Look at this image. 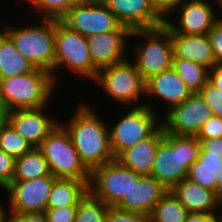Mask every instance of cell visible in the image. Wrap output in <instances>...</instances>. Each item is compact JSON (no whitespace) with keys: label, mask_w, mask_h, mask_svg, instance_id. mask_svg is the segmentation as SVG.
Wrapping results in <instances>:
<instances>
[{"label":"cell","mask_w":222,"mask_h":222,"mask_svg":"<svg viewBox=\"0 0 222 222\" xmlns=\"http://www.w3.org/2000/svg\"><path fill=\"white\" fill-rule=\"evenodd\" d=\"M173 69L192 93H198L208 82L209 69L181 58H173Z\"/></svg>","instance_id":"obj_28"},{"label":"cell","mask_w":222,"mask_h":222,"mask_svg":"<svg viewBox=\"0 0 222 222\" xmlns=\"http://www.w3.org/2000/svg\"><path fill=\"white\" fill-rule=\"evenodd\" d=\"M90 106L82 102L70 120L64 124L59 121L68 131L82 164L89 172L115 159L110 148L109 123H105Z\"/></svg>","instance_id":"obj_1"},{"label":"cell","mask_w":222,"mask_h":222,"mask_svg":"<svg viewBox=\"0 0 222 222\" xmlns=\"http://www.w3.org/2000/svg\"><path fill=\"white\" fill-rule=\"evenodd\" d=\"M191 94V90L173 68L150 77L145 83L146 98L154 97V100H159L158 104L161 102V106L163 102L167 112L183 103Z\"/></svg>","instance_id":"obj_18"},{"label":"cell","mask_w":222,"mask_h":222,"mask_svg":"<svg viewBox=\"0 0 222 222\" xmlns=\"http://www.w3.org/2000/svg\"><path fill=\"white\" fill-rule=\"evenodd\" d=\"M208 82L222 91V68L218 64L209 70Z\"/></svg>","instance_id":"obj_41"},{"label":"cell","mask_w":222,"mask_h":222,"mask_svg":"<svg viewBox=\"0 0 222 222\" xmlns=\"http://www.w3.org/2000/svg\"><path fill=\"white\" fill-rule=\"evenodd\" d=\"M216 217L212 214L189 212L185 222H215Z\"/></svg>","instance_id":"obj_42"},{"label":"cell","mask_w":222,"mask_h":222,"mask_svg":"<svg viewBox=\"0 0 222 222\" xmlns=\"http://www.w3.org/2000/svg\"><path fill=\"white\" fill-rule=\"evenodd\" d=\"M36 68L14 47L11 39L0 30V79L20 76Z\"/></svg>","instance_id":"obj_25"},{"label":"cell","mask_w":222,"mask_h":222,"mask_svg":"<svg viewBox=\"0 0 222 222\" xmlns=\"http://www.w3.org/2000/svg\"><path fill=\"white\" fill-rule=\"evenodd\" d=\"M0 203V222H15L12 214Z\"/></svg>","instance_id":"obj_43"},{"label":"cell","mask_w":222,"mask_h":222,"mask_svg":"<svg viewBox=\"0 0 222 222\" xmlns=\"http://www.w3.org/2000/svg\"><path fill=\"white\" fill-rule=\"evenodd\" d=\"M74 3H91V2H97L99 0H73Z\"/></svg>","instance_id":"obj_45"},{"label":"cell","mask_w":222,"mask_h":222,"mask_svg":"<svg viewBox=\"0 0 222 222\" xmlns=\"http://www.w3.org/2000/svg\"><path fill=\"white\" fill-rule=\"evenodd\" d=\"M32 148V145L5 120L0 126V149L17 159Z\"/></svg>","instance_id":"obj_30"},{"label":"cell","mask_w":222,"mask_h":222,"mask_svg":"<svg viewBox=\"0 0 222 222\" xmlns=\"http://www.w3.org/2000/svg\"><path fill=\"white\" fill-rule=\"evenodd\" d=\"M141 37L143 43L134 45L137 71L146 81L162 71L173 68V51L170 40V29L164 24L151 29L132 30L131 37ZM145 38V39H144Z\"/></svg>","instance_id":"obj_6"},{"label":"cell","mask_w":222,"mask_h":222,"mask_svg":"<svg viewBox=\"0 0 222 222\" xmlns=\"http://www.w3.org/2000/svg\"><path fill=\"white\" fill-rule=\"evenodd\" d=\"M171 191L185 206L188 212L218 215L221 199L213 192L200 186L189 178H184Z\"/></svg>","instance_id":"obj_21"},{"label":"cell","mask_w":222,"mask_h":222,"mask_svg":"<svg viewBox=\"0 0 222 222\" xmlns=\"http://www.w3.org/2000/svg\"><path fill=\"white\" fill-rule=\"evenodd\" d=\"M118 22L130 28L151 29L164 25V19L155 11L149 0H100Z\"/></svg>","instance_id":"obj_17"},{"label":"cell","mask_w":222,"mask_h":222,"mask_svg":"<svg viewBox=\"0 0 222 222\" xmlns=\"http://www.w3.org/2000/svg\"><path fill=\"white\" fill-rule=\"evenodd\" d=\"M78 205L46 209L48 222H75Z\"/></svg>","instance_id":"obj_35"},{"label":"cell","mask_w":222,"mask_h":222,"mask_svg":"<svg viewBox=\"0 0 222 222\" xmlns=\"http://www.w3.org/2000/svg\"><path fill=\"white\" fill-rule=\"evenodd\" d=\"M5 120H6V112L0 108V126L5 122Z\"/></svg>","instance_id":"obj_44"},{"label":"cell","mask_w":222,"mask_h":222,"mask_svg":"<svg viewBox=\"0 0 222 222\" xmlns=\"http://www.w3.org/2000/svg\"><path fill=\"white\" fill-rule=\"evenodd\" d=\"M130 108L124 115L121 113L122 117L116 124L108 125L110 148L115 159L128 148L150 137L162 125L160 116L158 117L160 114L150 102Z\"/></svg>","instance_id":"obj_8"},{"label":"cell","mask_w":222,"mask_h":222,"mask_svg":"<svg viewBox=\"0 0 222 222\" xmlns=\"http://www.w3.org/2000/svg\"><path fill=\"white\" fill-rule=\"evenodd\" d=\"M218 65L222 68V61L218 63Z\"/></svg>","instance_id":"obj_48"},{"label":"cell","mask_w":222,"mask_h":222,"mask_svg":"<svg viewBox=\"0 0 222 222\" xmlns=\"http://www.w3.org/2000/svg\"><path fill=\"white\" fill-rule=\"evenodd\" d=\"M15 222H48L45 212H28L14 217Z\"/></svg>","instance_id":"obj_40"},{"label":"cell","mask_w":222,"mask_h":222,"mask_svg":"<svg viewBox=\"0 0 222 222\" xmlns=\"http://www.w3.org/2000/svg\"><path fill=\"white\" fill-rule=\"evenodd\" d=\"M198 139L222 137V117L212 115L196 136Z\"/></svg>","instance_id":"obj_36"},{"label":"cell","mask_w":222,"mask_h":222,"mask_svg":"<svg viewBox=\"0 0 222 222\" xmlns=\"http://www.w3.org/2000/svg\"><path fill=\"white\" fill-rule=\"evenodd\" d=\"M106 222H151L148 215L109 207Z\"/></svg>","instance_id":"obj_33"},{"label":"cell","mask_w":222,"mask_h":222,"mask_svg":"<svg viewBox=\"0 0 222 222\" xmlns=\"http://www.w3.org/2000/svg\"><path fill=\"white\" fill-rule=\"evenodd\" d=\"M213 5L208 0H185L170 14L178 12V23L166 18L164 24L181 35H206L222 16Z\"/></svg>","instance_id":"obj_14"},{"label":"cell","mask_w":222,"mask_h":222,"mask_svg":"<svg viewBox=\"0 0 222 222\" xmlns=\"http://www.w3.org/2000/svg\"><path fill=\"white\" fill-rule=\"evenodd\" d=\"M173 58H181L212 69L217 65L211 42L206 35H181L170 30Z\"/></svg>","instance_id":"obj_20"},{"label":"cell","mask_w":222,"mask_h":222,"mask_svg":"<svg viewBox=\"0 0 222 222\" xmlns=\"http://www.w3.org/2000/svg\"><path fill=\"white\" fill-rule=\"evenodd\" d=\"M212 111L199 93H192L183 103L174 106L161 118L165 133L197 136Z\"/></svg>","instance_id":"obj_13"},{"label":"cell","mask_w":222,"mask_h":222,"mask_svg":"<svg viewBox=\"0 0 222 222\" xmlns=\"http://www.w3.org/2000/svg\"><path fill=\"white\" fill-rule=\"evenodd\" d=\"M168 191L152 175H142L128 195H125L115 207L150 216L155 205Z\"/></svg>","instance_id":"obj_19"},{"label":"cell","mask_w":222,"mask_h":222,"mask_svg":"<svg viewBox=\"0 0 222 222\" xmlns=\"http://www.w3.org/2000/svg\"><path fill=\"white\" fill-rule=\"evenodd\" d=\"M66 67L75 76L96 80L99 69L92 63L88 46V37L70 30L61 21L56 20L55 31V62L51 73L53 79L59 84L57 72ZM58 80V82H57Z\"/></svg>","instance_id":"obj_5"},{"label":"cell","mask_w":222,"mask_h":222,"mask_svg":"<svg viewBox=\"0 0 222 222\" xmlns=\"http://www.w3.org/2000/svg\"><path fill=\"white\" fill-rule=\"evenodd\" d=\"M155 11L165 20L185 0H149Z\"/></svg>","instance_id":"obj_38"},{"label":"cell","mask_w":222,"mask_h":222,"mask_svg":"<svg viewBox=\"0 0 222 222\" xmlns=\"http://www.w3.org/2000/svg\"><path fill=\"white\" fill-rule=\"evenodd\" d=\"M89 181L56 178L47 202V209L78 205L88 191Z\"/></svg>","instance_id":"obj_24"},{"label":"cell","mask_w":222,"mask_h":222,"mask_svg":"<svg viewBox=\"0 0 222 222\" xmlns=\"http://www.w3.org/2000/svg\"><path fill=\"white\" fill-rule=\"evenodd\" d=\"M187 178L213 191L221 199L222 155L211 154L201 148L199 159L190 166Z\"/></svg>","instance_id":"obj_23"},{"label":"cell","mask_w":222,"mask_h":222,"mask_svg":"<svg viewBox=\"0 0 222 222\" xmlns=\"http://www.w3.org/2000/svg\"><path fill=\"white\" fill-rule=\"evenodd\" d=\"M109 207L87 191L78 202L75 222H106Z\"/></svg>","instance_id":"obj_29"},{"label":"cell","mask_w":222,"mask_h":222,"mask_svg":"<svg viewBox=\"0 0 222 222\" xmlns=\"http://www.w3.org/2000/svg\"><path fill=\"white\" fill-rule=\"evenodd\" d=\"M131 32L130 28L121 25L116 31L88 37L92 63L100 70L130 58L125 51Z\"/></svg>","instance_id":"obj_15"},{"label":"cell","mask_w":222,"mask_h":222,"mask_svg":"<svg viewBox=\"0 0 222 222\" xmlns=\"http://www.w3.org/2000/svg\"><path fill=\"white\" fill-rule=\"evenodd\" d=\"M164 139L162 125L148 138L122 152L116 160L140 175H151L159 143Z\"/></svg>","instance_id":"obj_22"},{"label":"cell","mask_w":222,"mask_h":222,"mask_svg":"<svg viewBox=\"0 0 222 222\" xmlns=\"http://www.w3.org/2000/svg\"><path fill=\"white\" fill-rule=\"evenodd\" d=\"M216 63L222 61V16L208 32Z\"/></svg>","instance_id":"obj_37"},{"label":"cell","mask_w":222,"mask_h":222,"mask_svg":"<svg viewBox=\"0 0 222 222\" xmlns=\"http://www.w3.org/2000/svg\"><path fill=\"white\" fill-rule=\"evenodd\" d=\"M55 87L52 74L38 68L20 76L0 79V108L8 112L48 106Z\"/></svg>","instance_id":"obj_3"},{"label":"cell","mask_w":222,"mask_h":222,"mask_svg":"<svg viewBox=\"0 0 222 222\" xmlns=\"http://www.w3.org/2000/svg\"><path fill=\"white\" fill-rule=\"evenodd\" d=\"M198 93L205 100L212 114L222 117V91L207 82Z\"/></svg>","instance_id":"obj_32"},{"label":"cell","mask_w":222,"mask_h":222,"mask_svg":"<svg viewBox=\"0 0 222 222\" xmlns=\"http://www.w3.org/2000/svg\"><path fill=\"white\" fill-rule=\"evenodd\" d=\"M55 179L49 174L32 180L12 181L4 189L8 193V211L13 217L28 212H45Z\"/></svg>","instance_id":"obj_12"},{"label":"cell","mask_w":222,"mask_h":222,"mask_svg":"<svg viewBox=\"0 0 222 222\" xmlns=\"http://www.w3.org/2000/svg\"><path fill=\"white\" fill-rule=\"evenodd\" d=\"M28 4L38 11L37 15L41 14L40 18L60 21L75 3L73 0H31Z\"/></svg>","instance_id":"obj_31"},{"label":"cell","mask_w":222,"mask_h":222,"mask_svg":"<svg viewBox=\"0 0 222 222\" xmlns=\"http://www.w3.org/2000/svg\"><path fill=\"white\" fill-rule=\"evenodd\" d=\"M15 159L0 149V187L5 189L13 180Z\"/></svg>","instance_id":"obj_34"},{"label":"cell","mask_w":222,"mask_h":222,"mask_svg":"<svg viewBox=\"0 0 222 222\" xmlns=\"http://www.w3.org/2000/svg\"><path fill=\"white\" fill-rule=\"evenodd\" d=\"M60 21L84 37L116 31L121 26L115 15L100 0L75 3Z\"/></svg>","instance_id":"obj_11"},{"label":"cell","mask_w":222,"mask_h":222,"mask_svg":"<svg viewBox=\"0 0 222 222\" xmlns=\"http://www.w3.org/2000/svg\"><path fill=\"white\" fill-rule=\"evenodd\" d=\"M201 143L196 136L164 132L151 175L168 190L188 177L190 166L199 159Z\"/></svg>","instance_id":"obj_2"},{"label":"cell","mask_w":222,"mask_h":222,"mask_svg":"<svg viewBox=\"0 0 222 222\" xmlns=\"http://www.w3.org/2000/svg\"><path fill=\"white\" fill-rule=\"evenodd\" d=\"M51 174L48 162L42 152L33 147L29 152L15 159L12 181H26Z\"/></svg>","instance_id":"obj_26"},{"label":"cell","mask_w":222,"mask_h":222,"mask_svg":"<svg viewBox=\"0 0 222 222\" xmlns=\"http://www.w3.org/2000/svg\"><path fill=\"white\" fill-rule=\"evenodd\" d=\"M141 176L114 159L90 172L88 191L106 205L115 207Z\"/></svg>","instance_id":"obj_10"},{"label":"cell","mask_w":222,"mask_h":222,"mask_svg":"<svg viewBox=\"0 0 222 222\" xmlns=\"http://www.w3.org/2000/svg\"><path fill=\"white\" fill-rule=\"evenodd\" d=\"M189 212L174 193L169 190L155 205L151 222H185Z\"/></svg>","instance_id":"obj_27"},{"label":"cell","mask_w":222,"mask_h":222,"mask_svg":"<svg viewBox=\"0 0 222 222\" xmlns=\"http://www.w3.org/2000/svg\"><path fill=\"white\" fill-rule=\"evenodd\" d=\"M47 107L34 109H19L6 112V121L25 139L32 147H38L43 139L59 123L51 117ZM46 112V113H45Z\"/></svg>","instance_id":"obj_16"},{"label":"cell","mask_w":222,"mask_h":222,"mask_svg":"<svg viewBox=\"0 0 222 222\" xmlns=\"http://www.w3.org/2000/svg\"><path fill=\"white\" fill-rule=\"evenodd\" d=\"M198 140L201 143V148L205 152L215 155H222V137Z\"/></svg>","instance_id":"obj_39"},{"label":"cell","mask_w":222,"mask_h":222,"mask_svg":"<svg viewBox=\"0 0 222 222\" xmlns=\"http://www.w3.org/2000/svg\"><path fill=\"white\" fill-rule=\"evenodd\" d=\"M130 59L100 69L94 84L122 106L141 107L146 104L140 102L145 96L146 81Z\"/></svg>","instance_id":"obj_9"},{"label":"cell","mask_w":222,"mask_h":222,"mask_svg":"<svg viewBox=\"0 0 222 222\" xmlns=\"http://www.w3.org/2000/svg\"><path fill=\"white\" fill-rule=\"evenodd\" d=\"M40 23H25L20 27L3 26L16 50L35 68L52 73L55 62L56 20L41 18ZM30 24V25H29Z\"/></svg>","instance_id":"obj_4"},{"label":"cell","mask_w":222,"mask_h":222,"mask_svg":"<svg viewBox=\"0 0 222 222\" xmlns=\"http://www.w3.org/2000/svg\"><path fill=\"white\" fill-rule=\"evenodd\" d=\"M55 178L89 181L90 172L82 164L66 128L58 123L37 147Z\"/></svg>","instance_id":"obj_7"},{"label":"cell","mask_w":222,"mask_h":222,"mask_svg":"<svg viewBox=\"0 0 222 222\" xmlns=\"http://www.w3.org/2000/svg\"><path fill=\"white\" fill-rule=\"evenodd\" d=\"M220 209H222V206H221V208ZM215 222H222V213L219 215H217L216 216V221Z\"/></svg>","instance_id":"obj_46"},{"label":"cell","mask_w":222,"mask_h":222,"mask_svg":"<svg viewBox=\"0 0 222 222\" xmlns=\"http://www.w3.org/2000/svg\"><path fill=\"white\" fill-rule=\"evenodd\" d=\"M214 2L218 3V5L221 6L222 9V0H215Z\"/></svg>","instance_id":"obj_47"}]
</instances>
